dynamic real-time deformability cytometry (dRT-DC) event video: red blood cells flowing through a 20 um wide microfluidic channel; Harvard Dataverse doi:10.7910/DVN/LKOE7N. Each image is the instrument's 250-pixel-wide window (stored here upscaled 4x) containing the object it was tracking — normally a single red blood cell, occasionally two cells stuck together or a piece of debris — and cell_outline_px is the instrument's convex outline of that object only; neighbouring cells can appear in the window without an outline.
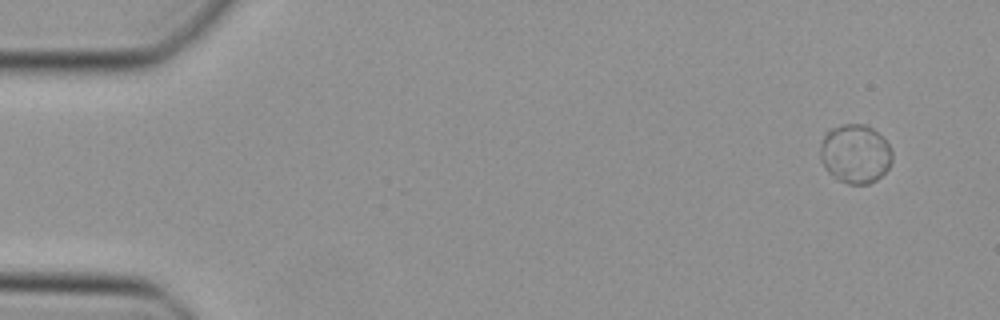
{"species": "Egyptian fruit bat (a non-hibernating species)", "species_latin": "Rousettus aegyptiacus", "temperature_condition": "cold", "stored_images_in_passage": 46, "camera_frame_rate_fps": 3000, "um_per_image_px": 0.085, "animal": {"sex": "female"}, "frame": {"image": 1, "passage_image": 1, "time_ms": 0.0, "image_size_px": [1000, 320], "cell_outline_px": [[892, 160], [888, 168], [876, 180], [868, 184], [848, 184], [840, 180], [828, 172], [820, 160], [820, 144], [824, 132], [828, 128], [840, 124], [864, 124], [872, 128], [888, 144], [892, 152]], "centroid_in_image_um": [72.65, 13.05], "position_along_channel_um": 12.3, "area_um2": 24.85}}
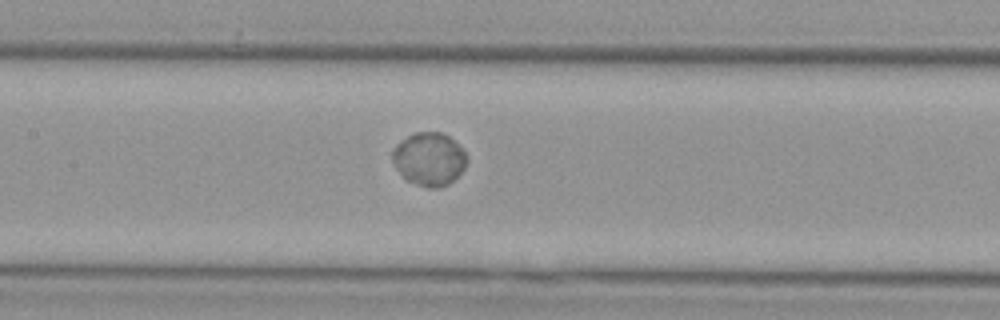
{"frame": {"image": 2, "passage_image": 21, "time_ms": 6.667, "image_size_px": [1000, 320], "cell_outline_px": [[468, 160], [464, 168], [448, 184], [440, 188], [428, 188], [416, 184], [408, 180], [396, 168], [392, 160], [392, 148], [400, 140], [416, 132], [440, 132], [448, 136], [468, 156]], "centroid_in_image_um": [36.46, 13.52], "position_along_channel_um": 170.9, "area_um2": 22.83}}
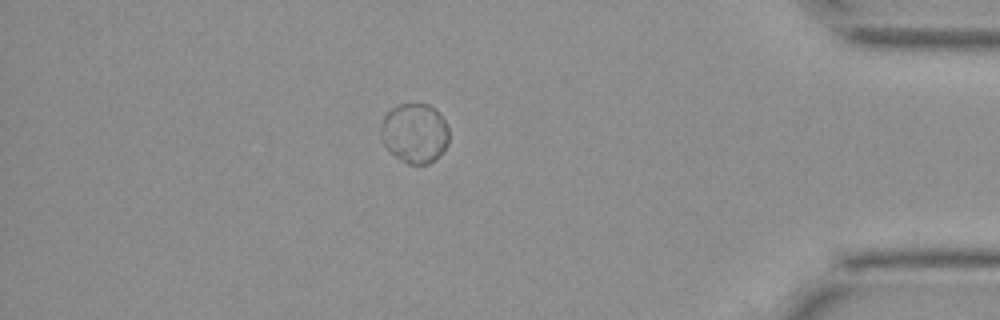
{"frame": {"image": 3, "passage_image": 40, "time_ms": 13.0, "image_size_px": [1000, 320], "cell_outline_px": [[448, 144], [428, 164], [408, 164], [396, 156], [384, 144], [380, 136], [380, 128], [384, 116], [392, 108], [400, 104], [428, 104], [436, 108], [444, 120], [448, 128]], "centroid_in_image_um": [35.24, 11.29], "position_along_channel_um": 400.0, "area_um2": 23.41}}